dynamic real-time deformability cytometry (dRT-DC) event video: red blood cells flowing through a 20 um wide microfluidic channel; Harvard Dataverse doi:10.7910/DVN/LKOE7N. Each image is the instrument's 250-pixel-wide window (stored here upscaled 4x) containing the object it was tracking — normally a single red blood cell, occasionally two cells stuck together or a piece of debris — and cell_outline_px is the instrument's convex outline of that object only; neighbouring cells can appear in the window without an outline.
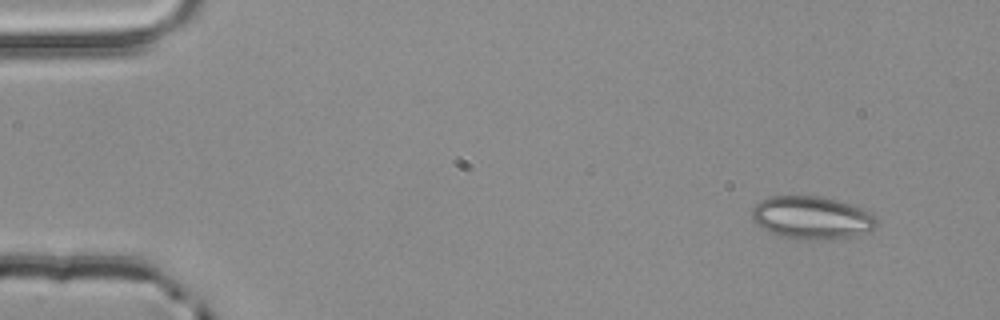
{"species": "common noctule bat (a hibernating species)", "species_latin": "Nyctalus noctula", "temperature_condition": "room temperature", "stored_images_in_passage": 4, "camera_frame_rate_fps": 3000, "um_per_image_px": 0.085, "animal": {"sex": "male", "body_mass_g": 20.4}, "frame": {"image": 1, "passage_image": 1, "time_ms": 0.0, "image_size_px": [1000, 320], "cell_outline_px": [[876, 228], [872, 232], [832, 240], [800, 240], [780, 236], [768, 232], [760, 228], [752, 220], [752, 208], [760, 200], [772, 196], [824, 196], [872, 212], [876, 216]], "centroid_in_image_um": [69.01, 18.53], "position_along_channel_um": 16.0, "area_um2": 31.73}}